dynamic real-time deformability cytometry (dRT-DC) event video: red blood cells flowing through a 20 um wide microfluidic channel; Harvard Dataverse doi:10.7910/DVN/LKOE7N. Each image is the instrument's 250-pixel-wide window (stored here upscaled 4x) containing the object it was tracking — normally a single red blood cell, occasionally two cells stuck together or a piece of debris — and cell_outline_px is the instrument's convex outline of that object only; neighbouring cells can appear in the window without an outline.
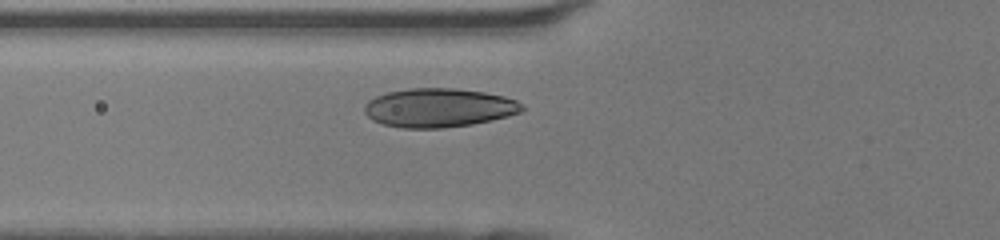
{"species": "human", "species_latin": "Homo sapiens", "temperature_condition": "room temperature", "stored_images_in_passage": 28, "camera_frame_rate_fps": 3000, "um_per_image_px": 0.085, "donor": {"sex": "female"}, "frame": {"image": 1, "passage_image": 5, "time_ms": 1.333, "image_size_px": [1000, 240], "cell_outline_px": [[524, 108], [520, 112], [508, 116], [492, 120], [472, 124], [444, 128], [400, 128], [384, 124], [372, 120], [364, 112], [364, 104], [368, 100], [376, 96], [388, 92], [408, 88], [452, 88], [484, 92], [504, 96], [516, 100], [524, 104]], "centroid_in_image_um": [37.29, 9.16], "position_along_channel_um": 88.5, "area_um2": 35.84}}
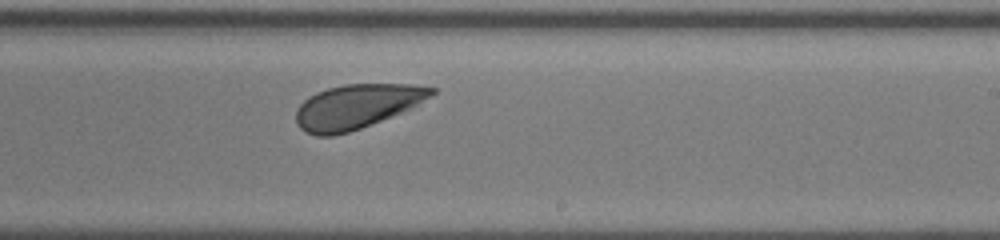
{"frame": {"image": 2, "passage_image": 17, "time_ms": 5.333, "image_size_px": [1000, 240], "cell_outline_px": [[436, 92], [432, 96], [400, 112], [360, 128], [348, 132], [332, 136], [316, 136], [304, 132], [296, 124], [296, 108], [308, 96], [316, 92], [328, 88], [344, 84], [416, 84], [436, 88]], "centroid_in_image_um": [30.27, 9.04], "position_along_channel_um": 258.7, "area_um2": 34.8}}
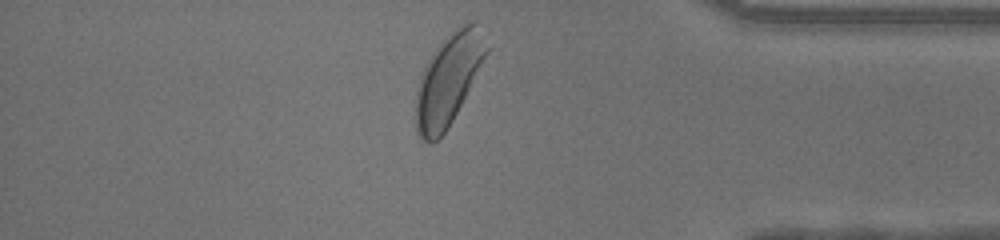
{"frame": {"image": 3, "passage_image": 28, "time_ms": 9.0, "image_size_px": [1000, 240], "cell_outline_px": [[492, 48], [448, 128], [432, 144], [428, 144], [416, 132], [416, 88], [420, 72], [432, 52], [456, 28], [468, 20], [476, 20]], "centroid_in_image_um": [38.15, 6.71], "position_along_channel_um": 397.0, "area_um2": 38.03}, "authors_computed_cell_mechanics": {"area_um2": 35.3736, "velocity_mm_per_s": 4.2545, "shape_relaxation_time_tau1_ms": 1.4172, "shape_relaxation_time_tau2_ms": null, "deformation_change_tau1": 0.0959, "deformation_change_tau2": null}}